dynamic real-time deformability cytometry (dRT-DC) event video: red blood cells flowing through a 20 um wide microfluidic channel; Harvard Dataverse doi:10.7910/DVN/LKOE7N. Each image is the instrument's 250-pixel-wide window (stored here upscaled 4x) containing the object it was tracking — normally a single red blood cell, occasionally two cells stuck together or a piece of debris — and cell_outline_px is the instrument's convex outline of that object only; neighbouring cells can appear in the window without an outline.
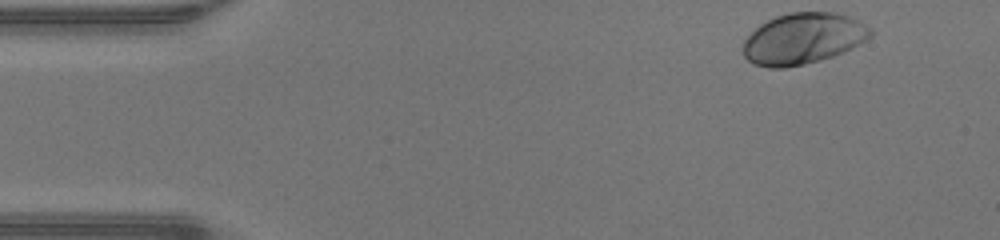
{"species": "human", "species_latin": "Homo sapiens", "temperature_condition": "warm", "stored_images_in_passage": 44, "camera_frame_rate_fps": 3000, "um_per_image_px": 0.085, "donor": {"sex": "male"}, "frame": {"image": 1, "passage_image": 1, "time_ms": 0.0, "image_size_px": [1000, 240], "cell_outline_px": [[872, 36], [852, 48], [844, 52], [820, 60], [804, 64], [784, 68], [768, 68], [756, 64], [748, 60], [744, 56], [744, 40], [760, 24], [776, 16], [788, 12], [836, 12], [848, 16], [872, 28]], "centroid_in_image_um": [68.27, 3.28], "position_along_channel_um": 16.7, "area_um2": 37.8}}
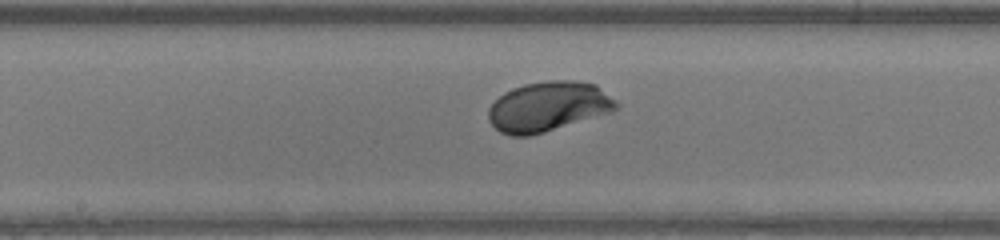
{"frame": {"image": 2, "passage_image": 21, "time_ms": 6.667, "image_size_px": [1000, 240], "cell_outline_px": [[620, 104], [612, 112], [532, 136], [508, 136], [500, 132], [488, 120], [488, 108], [504, 92], [512, 88], [524, 84], [548, 80], [572, 80], [596, 84], [616, 100]], "centroid_in_image_um": [46.6, 9.06], "position_along_channel_um": 201.6, "area_um2": 37.4}}
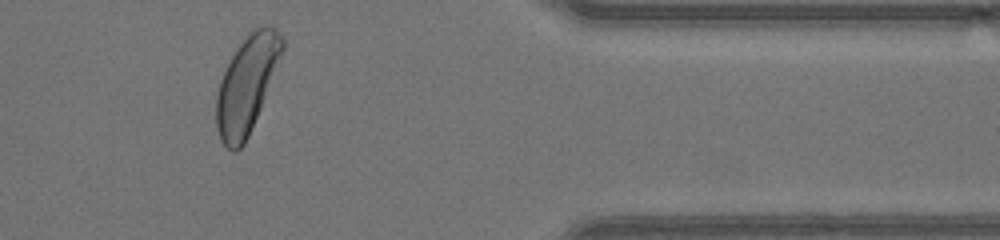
{"frame": {"image": 3, "passage_image": 36, "time_ms": 11.667, "image_size_px": [1000, 240], "cell_outline_px": [[284, 48], [252, 128], [244, 144], [236, 152], [232, 152], [220, 140], [216, 128], [216, 96], [220, 80], [236, 48], [248, 32], [252, 28], [260, 24], [268, 24], [276, 28], [280, 32], [284, 40]], "centroid_in_image_um": [20.97, 7.14], "position_along_channel_um": 390.4, "area_um2": 37.11}, "authors_computed_cell_mechanics": {"area_um2": 36.6163, "velocity_mm_per_s": 4.3115, "shape_relaxation_time_tau1_ms": 1.8656, "shape_relaxation_time_tau2_ms": null, "deformation_change_tau1": 0.1485, "deformation_change_tau2": null}}